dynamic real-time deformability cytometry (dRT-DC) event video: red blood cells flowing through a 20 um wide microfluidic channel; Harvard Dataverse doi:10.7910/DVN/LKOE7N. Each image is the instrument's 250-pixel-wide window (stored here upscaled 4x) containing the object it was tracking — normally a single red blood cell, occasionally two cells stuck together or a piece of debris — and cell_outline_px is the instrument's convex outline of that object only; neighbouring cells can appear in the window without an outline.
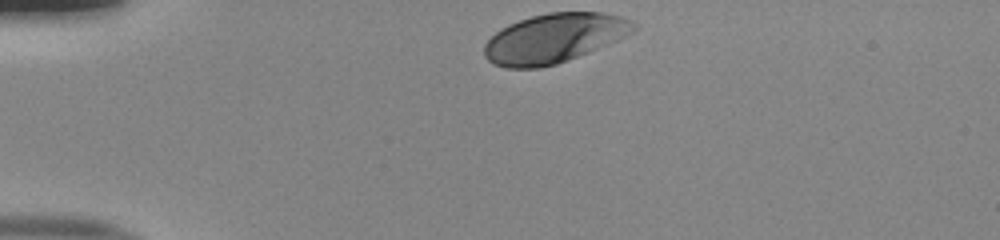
{"species": "human", "species_latin": "Homo sapiens", "temperature_condition": "room temperature", "stored_images_in_passage": 32, "camera_frame_rate_fps": 3000, "um_per_image_px": 0.085, "donor": {"sex": "male"}, "frame": {"image": 1, "passage_image": 1, "time_ms": 0.0, "image_size_px": [1000, 240], "cell_outline_px": [[636, 28], [632, 32], [608, 44], [588, 52], [556, 64], [536, 68], [504, 68], [492, 64], [484, 56], [484, 44], [500, 28], [508, 24], [532, 16], [548, 12], [600, 12], [620, 16], [632, 20], [636, 24]], "centroid_in_image_um": [47.07, 3.25], "position_along_channel_um": 37.9, "area_um2": 42.77}}
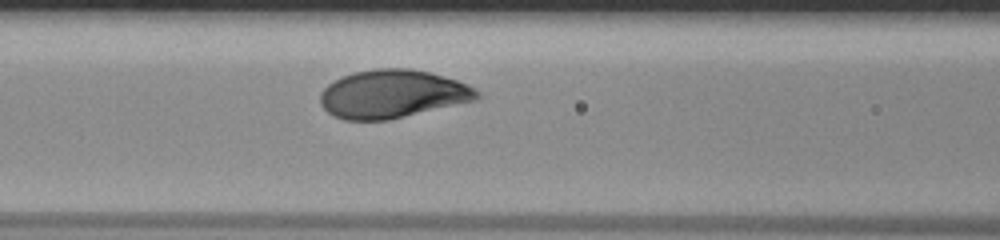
{"frame": {"image": 2, "passage_image": 12, "time_ms": 3.667, "image_size_px": [1000, 240], "cell_outline_px": [[480, 96], [476, 100], [388, 120], [344, 120], [332, 116], [320, 104], [320, 92], [328, 84], [352, 72], [376, 68], [408, 68], [428, 72], [444, 76], [468, 84], [476, 88], [480, 92]], "centroid_in_image_um": [33.35, 7.99], "position_along_channel_um": 133.2, "area_um2": 44.1}}
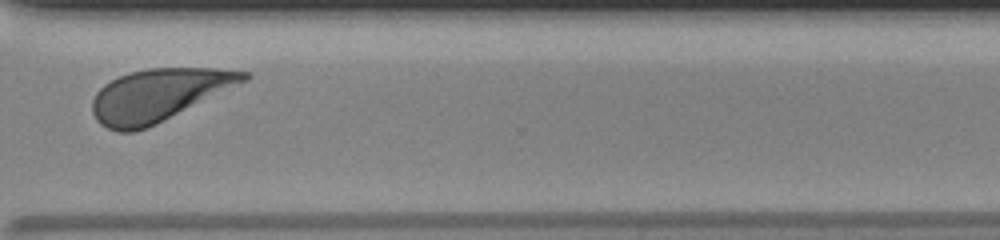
{"frame": {"image": 3, "passage_image": 29, "time_ms": 9.333, "image_size_px": [1000, 240], "cell_outline_px": [[252, 76], [248, 80], [148, 128], [136, 132], [116, 132], [100, 124], [96, 120], [92, 112], [92, 100], [96, 92], [104, 84], [120, 76], [132, 72], [148, 68], [216, 68], [252, 72]], "centroid_in_image_um": [13.49, 8.08], "position_along_channel_um": 357.1, "area_um2": 46.18}, "authors_computed_cell_mechanics": {"area_um2": 43.928, "velocity_mm_per_s": 3.9497, "shape_relaxation_time_tau1_ms": 1.7244, "shape_relaxation_time_tau2_ms": 4.4475, "deformation_change_tau1": 0.1488, "deformation_change_tau2": 0.1473}}